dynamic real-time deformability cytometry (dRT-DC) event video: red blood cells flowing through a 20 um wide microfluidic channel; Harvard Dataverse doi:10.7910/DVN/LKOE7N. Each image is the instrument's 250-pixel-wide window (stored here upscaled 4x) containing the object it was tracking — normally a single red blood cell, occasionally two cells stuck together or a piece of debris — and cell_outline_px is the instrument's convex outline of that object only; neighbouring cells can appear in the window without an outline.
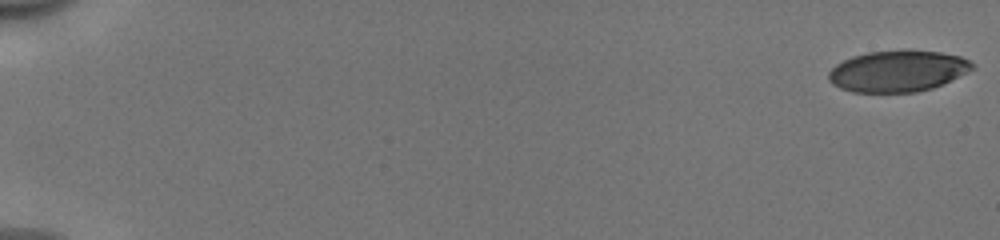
{"species": "human", "species_latin": "Homo sapiens", "temperature_condition": "cold", "stored_images_in_passage": 53, "camera_frame_rate_fps": 3000, "um_per_image_px": 0.085, "donor": {"sex": "male"}, "frame": {"image": 1, "passage_image": 1, "time_ms": 0.0, "image_size_px": [1000, 240], "cell_outline_px": [[976, 68], [932, 88], [916, 92], [852, 92], [840, 88], [832, 84], [828, 80], [828, 72], [836, 64], [852, 56], [868, 52], [904, 48], [908, 48], [940, 52], [960, 56], [968, 60]], "centroid_in_image_um": [76.28, 6.01], "position_along_channel_um": 8.7, "area_um2": 34.97}}
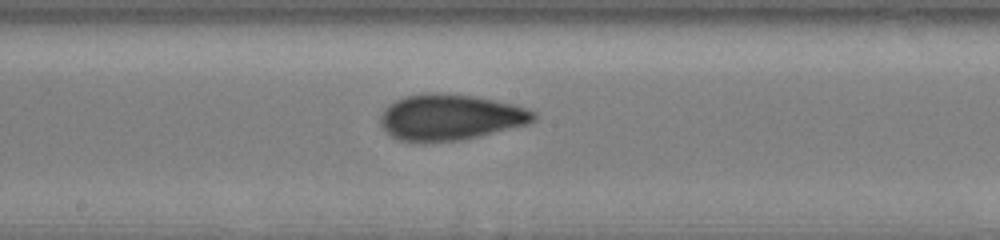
{"frame": {"image": 2, "passage_image": 31, "time_ms": 10.0, "image_size_px": [1000, 240], "cell_outline_px": [[536, 116], [528, 124], [480, 136], [460, 140], [424, 144], [396, 140], [380, 124], [380, 116], [384, 108], [388, 104], [404, 96], [424, 92], [440, 92], [472, 96], [512, 104], [536, 112]], "centroid_in_image_um": [38.2, 9.98], "position_along_channel_um": 210.0, "area_um2": 41.44}}
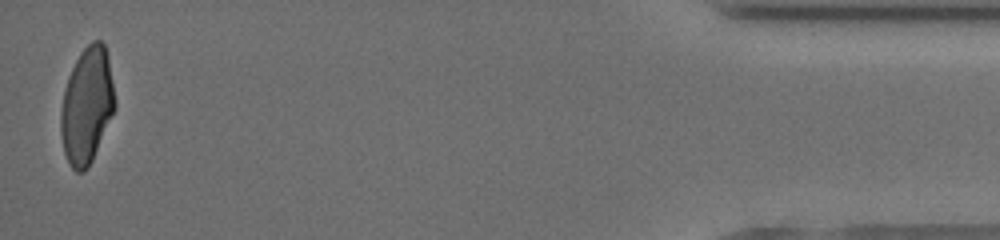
{"frame": {"image": 3, "passage_image": 53, "time_ms": 17.333, "image_size_px": [1000, 240], "cell_outline_px": [[116, 108], [92, 160], [84, 172], [76, 172], [68, 164], [64, 152], [60, 132], [60, 112], [64, 92], [68, 76], [80, 52], [92, 40], [100, 40], [104, 44], [108, 56], [116, 100]], "centroid_in_image_um": [7.39, 8.98], "position_along_channel_um": 427.8, "area_um2": 36.76}, "authors_computed_cell_mechanics": {"area_um2": 37.9746, "velocity_mm_per_s": 3.981, "shape_relaxation_time_tau1_ms": 5.2513, "shape_relaxation_time_tau2_ms": 1.2996, "deformation_change_tau1": 0.1645, "deformation_change_tau2": 0.0667}}